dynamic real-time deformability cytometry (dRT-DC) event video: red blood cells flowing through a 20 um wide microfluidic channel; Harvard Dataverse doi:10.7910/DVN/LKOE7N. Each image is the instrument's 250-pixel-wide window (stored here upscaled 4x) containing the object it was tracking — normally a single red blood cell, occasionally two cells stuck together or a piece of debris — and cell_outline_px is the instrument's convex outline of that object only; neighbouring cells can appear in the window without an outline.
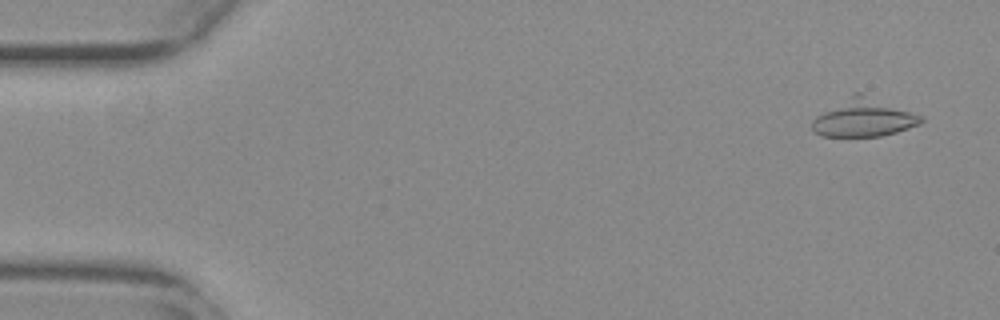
{"species": "common noctule bat (a hibernating species)", "species_latin": "Nyctalus noctula", "temperature_condition": "warm", "stored_images_in_passage": 49, "camera_frame_rate_fps": 3000, "um_per_image_px": 0.085, "animal": {"sex": "female", "body_mass_g": 29.2, "forearm_length_mm": 56.3}, "frame": {"image": 1, "passage_image": 3, "time_ms": 0.667, "image_size_px": [1000, 320], "cell_outline_px": [[924, 120], [920, 124], [896, 132], [880, 136], [820, 136], [812, 132], [812, 120], [816, 116], [852, 92], [860, 92], [924, 116]], "centroid_in_image_um": [73.4, 10.01], "position_along_channel_um": 11.6, "area_um2": 24.04}}
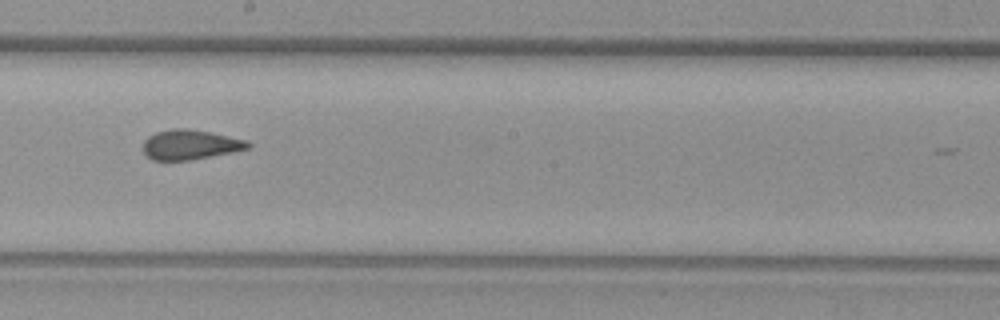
{"frame": {"image": 2, "passage_image": 31, "time_ms": 10.0, "image_size_px": [1000, 320], "cell_outline_px": [[252, 148], [192, 160], [152, 160], [144, 152], [144, 140], [148, 136], [156, 132], [172, 128], [188, 128], [248, 140], [252, 144]], "centroid_in_image_um": [16.2, 12.29], "position_along_channel_um": 232.0, "area_um2": 18.26}}
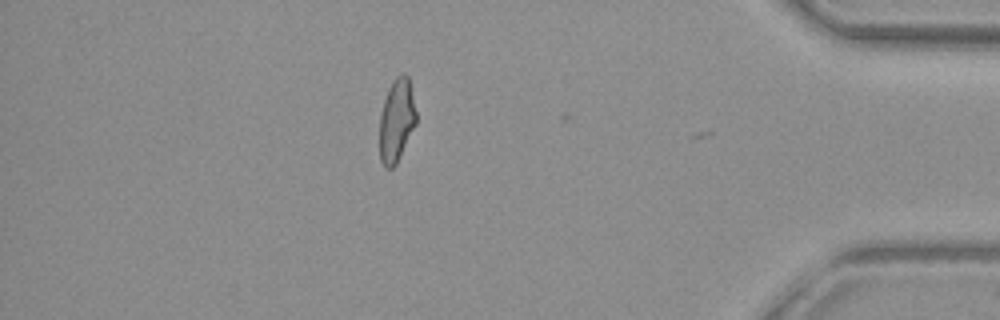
{"frame": {"image": 3, "passage_image": 48, "time_ms": 15.667, "image_size_px": [1000, 320], "cell_outline_px": [[416, 124], [396, 164], [392, 168], [384, 168], [380, 160], [380, 116], [384, 100], [388, 88], [392, 80], [400, 72], [404, 72], [408, 76], [416, 112]], "centroid_in_image_um": [33.7, 10.21], "position_along_channel_um": 401.5, "area_um2": 17.74}, "authors_computed_cell_mechanics": {"area_um2": 18.6694, "velocity_mm_per_s": 3.7623, "shape_relaxation_time_tau1_ms": null, "shape_relaxation_time_tau2_ms": 1.1383, "deformation_change_tau1": null, "deformation_change_tau2": 0.0597}}